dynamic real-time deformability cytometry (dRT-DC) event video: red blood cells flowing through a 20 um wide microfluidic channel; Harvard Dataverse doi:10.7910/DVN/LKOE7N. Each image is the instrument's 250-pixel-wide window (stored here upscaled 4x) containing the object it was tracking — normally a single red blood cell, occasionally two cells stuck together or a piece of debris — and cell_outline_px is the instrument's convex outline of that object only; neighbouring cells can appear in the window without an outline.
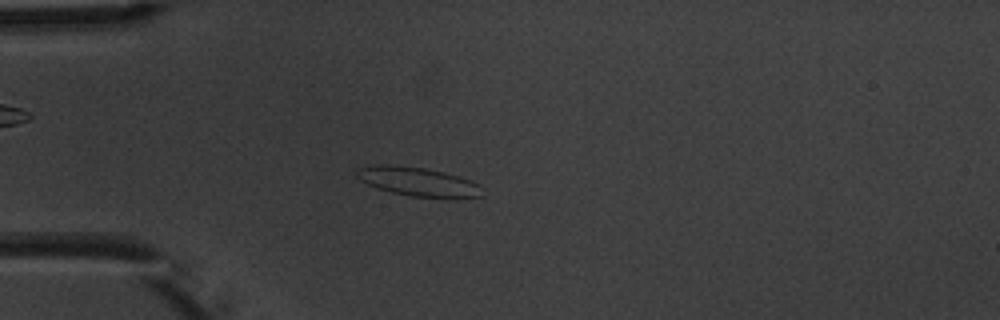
{"species": "common noctule bat (a hibernating species)", "species_latin": "Nyctalus noctula", "temperature_condition": "warm", "stored_images_in_passage": 4, "camera_frame_rate_fps": 3000, "um_per_image_px": 0.085, "animal": {"sex": "male", "body_mass_g": 20.1, "forearm_length_mm": 53.5}, "frame": {"image": 1, "passage_image": 4, "time_ms": 3.333, "image_size_px": [1000, 320], "cell_outline_px": [[484, 196], [456, 200], [412, 196], [392, 192], [376, 188], [360, 180], [356, 176], [356, 168], [376, 164], [388, 164], [424, 168], [444, 172], [480, 184], [484, 188]], "centroid_in_image_um": [35.6, 15.48], "position_along_channel_um": 49.4, "area_um2": 21.79}}